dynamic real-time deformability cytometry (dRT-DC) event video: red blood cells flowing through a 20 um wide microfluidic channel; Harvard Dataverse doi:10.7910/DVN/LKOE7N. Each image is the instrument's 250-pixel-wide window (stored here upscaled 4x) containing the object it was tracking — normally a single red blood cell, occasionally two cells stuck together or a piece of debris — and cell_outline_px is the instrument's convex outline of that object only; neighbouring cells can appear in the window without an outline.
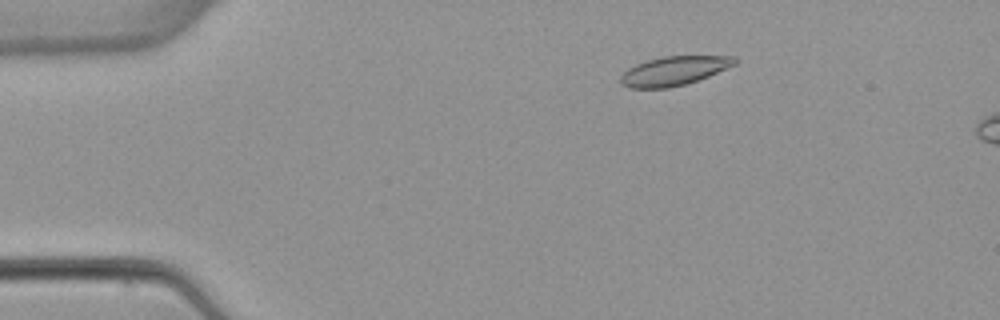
{"species": "common noctule bat (a hibernating species)", "species_latin": "Nyctalus noctula", "temperature_condition": "warm", "stored_images_in_passage": 3, "camera_frame_rate_fps": 3000, "um_per_image_px": 0.085, "animal": {"sex": "female", "body_mass_g": 22.7, "forearm_length_mm": 54.2}, "frame": {"image": 1, "passage_image": 2, "time_ms": 1.333, "image_size_px": [1000, 320], "cell_outline_px": [[740, 60], [736, 64], [708, 76], [688, 84], [668, 88], [628, 88], [620, 84], [620, 76], [628, 68], [636, 64], [648, 60], [664, 56], [736, 56]], "centroid_in_image_um": [57.29, 6.03], "position_along_channel_um": 27.7, "area_um2": 19.48}}